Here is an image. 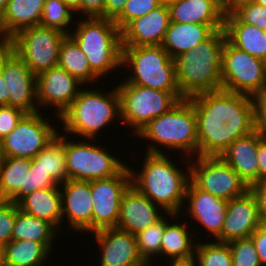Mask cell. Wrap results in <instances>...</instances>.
<instances>
[{
    "mask_svg": "<svg viewBox=\"0 0 266 266\" xmlns=\"http://www.w3.org/2000/svg\"><path fill=\"white\" fill-rule=\"evenodd\" d=\"M168 216L172 220L175 218L177 220L181 215L167 213L165 217V230L161 239L160 257L161 255H163V257L166 256L168 262L169 260L170 262L194 260L197 243L194 242L193 238L196 237V235L198 236V234H192L194 232H191V229L189 232L187 228L190 226L189 223L186 225L184 221L181 222L182 224L177 221L174 222V220L171 222L167 220Z\"/></svg>",
    "mask_w": 266,
    "mask_h": 266,
    "instance_id": "cell-27",
    "label": "cell"
},
{
    "mask_svg": "<svg viewBox=\"0 0 266 266\" xmlns=\"http://www.w3.org/2000/svg\"><path fill=\"white\" fill-rule=\"evenodd\" d=\"M45 0H9L0 16L2 34L9 40L18 31L40 24Z\"/></svg>",
    "mask_w": 266,
    "mask_h": 266,
    "instance_id": "cell-29",
    "label": "cell"
},
{
    "mask_svg": "<svg viewBox=\"0 0 266 266\" xmlns=\"http://www.w3.org/2000/svg\"><path fill=\"white\" fill-rule=\"evenodd\" d=\"M65 36L57 29L36 25L18 31L8 40V47L37 75L58 65Z\"/></svg>",
    "mask_w": 266,
    "mask_h": 266,
    "instance_id": "cell-10",
    "label": "cell"
},
{
    "mask_svg": "<svg viewBox=\"0 0 266 266\" xmlns=\"http://www.w3.org/2000/svg\"><path fill=\"white\" fill-rule=\"evenodd\" d=\"M104 5L105 0H80L82 18H103Z\"/></svg>",
    "mask_w": 266,
    "mask_h": 266,
    "instance_id": "cell-46",
    "label": "cell"
},
{
    "mask_svg": "<svg viewBox=\"0 0 266 266\" xmlns=\"http://www.w3.org/2000/svg\"><path fill=\"white\" fill-rule=\"evenodd\" d=\"M254 1L255 0H224V8L226 12H231L237 5Z\"/></svg>",
    "mask_w": 266,
    "mask_h": 266,
    "instance_id": "cell-51",
    "label": "cell"
},
{
    "mask_svg": "<svg viewBox=\"0 0 266 266\" xmlns=\"http://www.w3.org/2000/svg\"><path fill=\"white\" fill-rule=\"evenodd\" d=\"M32 159L4 157L0 162V199L10 200L20 189H26L27 172Z\"/></svg>",
    "mask_w": 266,
    "mask_h": 266,
    "instance_id": "cell-32",
    "label": "cell"
},
{
    "mask_svg": "<svg viewBox=\"0 0 266 266\" xmlns=\"http://www.w3.org/2000/svg\"><path fill=\"white\" fill-rule=\"evenodd\" d=\"M127 0H105L103 18L114 20L122 11Z\"/></svg>",
    "mask_w": 266,
    "mask_h": 266,
    "instance_id": "cell-48",
    "label": "cell"
},
{
    "mask_svg": "<svg viewBox=\"0 0 266 266\" xmlns=\"http://www.w3.org/2000/svg\"><path fill=\"white\" fill-rule=\"evenodd\" d=\"M42 111L26 113L3 140L5 157L33 159L58 135V129Z\"/></svg>",
    "mask_w": 266,
    "mask_h": 266,
    "instance_id": "cell-13",
    "label": "cell"
},
{
    "mask_svg": "<svg viewBox=\"0 0 266 266\" xmlns=\"http://www.w3.org/2000/svg\"><path fill=\"white\" fill-rule=\"evenodd\" d=\"M52 186L60 185L50 175H46L41 169L35 168V161L32 159L31 170L27 172L26 189H20L10 200L17 204L33 191Z\"/></svg>",
    "mask_w": 266,
    "mask_h": 266,
    "instance_id": "cell-40",
    "label": "cell"
},
{
    "mask_svg": "<svg viewBox=\"0 0 266 266\" xmlns=\"http://www.w3.org/2000/svg\"><path fill=\"white\" fill-rule=\"evenodd\" d=\"M115 87L120 96L121 121L137 135L151 120L167 113L181 99L180 92H168L126 83Z\"/></svg>",
    "mask_w": 266,
    "mask_h": 266,
    "instance_id": "cell-8",
    "label": "cell"
},
{
    "mask_svg": "<svg viewBox=\"0 0 266 266\" xmlns=\"http://www.w3.org/2000/svg\"><path fill=\"white\" fill-rule=\"evenodd\" d=\"M260 226L259 210L255 196L250 190L228 201L221 234L216 242L228 243L248 238Z\"/></svg>",
    "mask_w": 266,
    "mask_h": 266,
    "instance_id": "cell-20",
    "label": "cell"
},
{
    "mask_svg": "<svg viewBox=\"0 0 266 266\" xmlns=\"http://www.w3.org/2000/svg\"><path fill=\"white\" fill-rule=\"evenodd\" d=\"M232 266H262L251 237L228 242Z\"/></svg>",
    "mask_w": 266,
    "mask_h": 266,
    "instance_id": "cell-38",
    "label": "cell"
},
{
    "mask_svg": "<svg viewBox=\"0 0 266 266\" xmlns=\"http://www.w3.org/2000/svg\"><path fill=\"white\" fill-rule=\"evenodd\" d=\"M175 0H158V2L161 4V5H169L171 3H173Z\"/></svg>",
    "mask_w": 266,
    "mask_h": 266,
    "instance_id": "cell-58",
    "label": "cell"
},
{
    "mask_svg": "<svg viewBox=\"0 0 266 266\" xmlns=\"http://www.w3.org/2000/svg\"><path fill=\"white\" fill-rule=\"evenodd\" d=\"M190 160V181L200 190L229 201L244 195L249 187L220 157L195 156Z\"/></svg>",
    "mask_w": 266,
    "mask_h": 266,
    "instance_id": "cell-12",
    "label": "cell"
},
{
    "mask_svg": "<svg viewBox=\"0 0 266 266\" xmlns=\"http://www.w3.org/2000/svg\"><path fill=\"white\" fill-rule=\"evenodd\" d=\"M223 29L224 25L170 22L161 46L174 59Z\"/></svg>",
    "mask_w": 266,
    "mask_h": 266,
    "instance_id": "cell-25",
    "label": "cell"
},
{
    "mask_svg": "<svg viewBox=\"0 0 266 266\" xmlns=\"http://www.w3.org/2000/svg\"><path fill=\"white\" fill-rule=\"evenodd\" d=\"M130 185L128 165L118 175L91 181L92 232L117 226L121 198Z\"/></svg>",
    "mask_w": 266,
    "mask_h": 266,
    "instance_id": "cell-14",
    "label": "cell"
},
{
    "mask_svg": "<svg viewBox=\"0 0 266 266\" xmlns=\"http://www.w3.org/2000/svg\"><path fill=\"white\" fill-rule=\"evenodd\" d=\"M8 47V39L2 34L0 28V52Z\"/></svg>",
    "mask_w": 266,
    "mask_h": 266,
    "instance_id": "cell-54",
    "label": "cell"
},
{
    "mask_svg": "<svg viewBox=\"0 0 266 266\" xmlns=\"http://www.w3.org/2000/svg\"><path fill=\"white\" fill-rule=\"evenodd\" d=\"M33 160L35 168L41 169L50 175L59 185L66 182L67 169L64 148V133H58L57 137L49 143Z\"/></svg>",
    "mask_w": 266,
    "mask_h": 266,
    "instance_id": "cell-34",
    "label": "cell"
},
{
    "mask_svg": "<svg viewBox=\"0 0 266 266\" xmlns=\"http://www.w3.org/2000/svg\"><path fill=\"white\" fill-rule=\"evenodd\" d=\"M60 190L62 225L66 218L75 232L92 233L91 181L67 180L60 184Z\"/></svg>",
    "mask_w": 266,
    "mask_h": 266,
    "instance_id": "cell-19",
    "label": "cell"
},
{
    "mask_svg": "<svg viewBox=\"0 0 266 266\" xmlns=\"http://www.w3.org/2000/svg\"><path fill=\"white\" fill-rule=\"evenodd\" d=\"M160 5L158 0H127L123 11L113 21L122 31L132 20L145 16Z\"/></svg>",
    "mask_w": 266,
    "mask_h": 266,
    "instance_id": "cell-39",
    "label": "cell"
},
{
    "mask_svg": "<svg viewBox=\"0 0 266 266\" xmlns=\"http://www.w3.org/2000/svg\"><path fill=\"white\" fill-rule=\"evenodd\" d=\"M16 220V204L11 200L0 199V245L11 241Z\"/></svg>",
    "mask_w": 266,
    "mask_h": 266,
    "instance_id": "cell-42",
    "label": "cell"
},
{
    "mask_svg": "<svg viewBox=\"0 0 266 266\" xmlns=\"http://www.w3.org/2000/svg\"><path fill=\"white\" fill-rule=\"evenodd\" d=\"M57 235L59 232L50 223L24 213L16 204V220L11 240L41 242L53 252V243Z\"/></svg>",
    "mask_w": 266,
    "mask_h": 266,
    "instance_id": "cell-30",
    "label": "cell"
},
{
    "mask_svg": "<svg viewBox=\"0 0 266 266\" xmlns=\"http://www.w3.org/2000/svg\"><path fill=\"white\" fill-rule=\"evenodd\" d=\"M9 0H0V16L5 11Z\"/></svg>",
    "mask_w": 266,
    "mask_h": 266,
    "instance_id": "cell-56",
    "label": "cell"
},
{
    "mask_svg": "<svg viewBox=\"0 0 266 266\" xmlns=\"http://www.w3.org/2000/svg\"><path fill=\"white\" fill-rule=\"evenodd\" d=\"M194 261L197 266H232V254L228 243L197 242Z\"/></svg>",
    "mask_w": 266,
    "mask_h": 266,
    "instance_id": "cell-37",
    "label": "cell"
},
{
    "mask_svg": "<svg viewBox=\"0 0 266 266\" xmlns=\"http://www.w3.org/2000/svg\"><path fill=\"white\" fill-rule=\"evenodd\" d=\"M0 266H6L5 247L0 245Z\"/></svg>",
    "mask_w": 266,
    "mask_h": 266,
    "instance_id": "cell-55",
    "label": "cell"
},
{
    "mask_svg": "<svg viewBox=\"0 0 266 266\" xmlns=\"http://www.w3.org/2000/svg\"><path fill=\"white\" fill-rule=\"evenodd\" d=\"M165 216H163L159 221L154 225L149 226L137 233L136 243L139 254L143 261L148 266H153V257L160 256V249L162 244V237L165 230Z\"/></svg>",
    "mask_w": 266,
    "mask_h": 266,
    "instance_id": "cell-36",
    "label": "cell"
},
{
    "mask_svg": "<svg viewBox=\"0 0 266 266\" xmlns=\"http://www.w3.org/2000/svg\"><path fill=\"white\" fill-rule=\"evenodd\" d=\"M58 65L84 85L100 80L91 70L86 55L70 35H66L61 42Z\"/></svg>",
    "mask_w": 266,
    "mask_h": 266,
    "instance_id": "cell-31",
    "label": "cell"
},
{
    "mask_svg": "<svg viewBox=\"0 0 266 266\" xmlns=\"http://www.w3.org/2000/svg\"><path fill=\"white\" fill-rule=\"evenodd\" d=\"M170 22L168 6L160 5L121 31L122 46L161 45Z\"/></svg>",
    "mask_w": 266,
    "mask_h": 266,
    "instance_id": "cell-22",
    "label": "cell"
},
{
    "mask_svg": "<svg viewBox=\"0 0 266 266\" xmlns=\"http://www.w3.org/2000/svg\"><path fill=\"white\" fill-rule=\"evenodd\" d=\"M76 14H80V0H62Z\"/></svg>",
    "mask_w": 266,
    "mask_h": 266,
    "instance_id": "cell-52",
    "label": "cell"
},
{
    "mask_svg": "<svg viewBox=\"0 0 266 266\" xmlns=\"http://www.w3.org/2000/svg\"><path fill=\"white\" fill-rule=\"evenodd\" d=\"M169 264L166 266H197L194 260L191 261H179V262H168Z\"/></svg>",
    "mask_w": 266,
    "mask_h": 266,
    "instance_id": "cell-53",
    "label": "cell"
},
{
    "mask_svg": "<svg viewBox=\"0 0 266 266\" xmlns=\"http://www.w3.org/2000/svg\"><path fill=\"white\" fill-rule=\"evenodd\" d=\"M198 156L219 157L236 139L255 131L252 98L224 90L193 96Z\"/></svg>",
    "mask_w": 266,
    "mask_h": 266,
    "instance_id": "cell-1",
    "label": "cell"
},
{
    "mask_svg": "<svg viewBox=\"0 0 266 266\" xmlns=\"http://www.w3.org/2000/svg\"><path fill=\"white\" fill-rule=\"evenodd\" d=\"M170 21L201 25H224V0H175L168 5Z\"/></svg>",
    "mask_w": 266,
    "mask_h": 266,
    "instance_id": "cell-24",
    "label": "cell"
},
{
    "mask_svg": "<svg viewBox=\"0 0 266 266\" xmlns=\"http://www.w3.org/2000/svg\"><path fill=\"white\" fill-rule=\"evenodd\" d=\"M4 153H3V142L2 139H0V162L3 160L4 158Z\"/></svg>",
    "mask_w": 266,
    "mask_h": 266,
    "instance_id": "cell-57",
    "label": "cell"
},
{
    "mask_svg": "<svg viewBox=\"0 0 266 266\" xmlns=\"http://www.w3.org/2000/svg\"><path fill=\"white\" fill-rule=\"evenodd\" d=\"M258 182L266 181V138L258 144Z\"/></svg>",
    "mask_w": 266,
    "mask_h": 266,
    "instance_id": "cell-49",
    "label": "cell"
},
{
    "mask_svg": "<svg viewBox=\"0 0 266 266\" xmlns=\"http://www.w3.org/2000/svg\"><path fill=\"white\" fill-rule=\"evenodd\" d=\"M256 4L266 7V0H255Z\"/></svg>",
    "mask_w": 266,
    "mask_h": 266,
    "instance_id": "cell-59",
    "label": "cell"
},
{
    "mask_svg": "<svg viewBox=\"0 0 266 266\" xmlns=\"http://www.w3.org/2000/svg\"><path fill=\"white\" fill-rule=\"evenodd\" d=\"M241 22L264 30L266 28V7L248 2L237 5L231 11Z\"/></svg>",
    "mask_w": 266,
    "mask_h": 266,
    "instance_id": "cell-41",
    "label": "cell"
},
{
    "mask_svg": "<svg viewBox=\"0 0 266 266\" xmlns=\"http://www.w3.org/2000/svg\"><path fill=\"white\" fill-rule=\"evenodd\" d=\"M136 137L151 140L150 146L148 144V148L144 149L146 153L165 154L161 149V146H164L165 150L166 148L177 152L179 150L181 159L184 158L182 154L189 159L194 158L195 155L197 157L196 116L190 99H181L167 113L151 120Z\"/></svg>",
    "mask_w": 266,
    "mask_h": 266,
    "instance_id": "cell-4",
    "label": "cell"
},
{
    "mask_svg": "<svg viewBox=\"0 0 266 266\" xmlns=\"http://www.w3.org/2000/svg\"><path fill=\"white\" fill-rule=\"evenodd\" d=\"M249 190L257 201L260 225L266 226V181L255 183L249 187Z\"/></svg>",
    "mask_w": 266,
    "mask_h": 266,
    "instance_id": "cell-45",
    "label": "cell"
},
{
    "mask_svg": "<svg viewBox=\"0 0 266 266\" xmlns=\"http://www.w3.org/2000/svg\"><path fill=\"white\" fill-rule=\"evenodd\" d=\"M77 22V28L69 35L86 55L91 70L100 79L105 74L110 75L111 71L115 72L116 68L118 70L122 66V39L115 22L105 18L82 17Z\"/></svg>",
    "mask_w": 266,
    "mask_h": 266,
    "instance_id": "cell-6",
    "label": "cell"
},
{
    "mask_svg": "<svg viewBox=\"0 0 266 266\" xmlns=\"http://www.w3.org/2000/svg\"><path fill=\"white\" fill-rule=\"evenodd\" d=\"M224 31L227 40L238 49L266 62V33L241 22L232 12H226Z\"/></svg>",
    "mask_w": 266,
    "mask_h": 266,
    "instance_id": "cell-28",
    "label": "cell"
},
{
    "mask_svg": "<svg viewBox=\"0 0 266 266\" xmlns=\"http://www.w3.org/2000/svg\"><path fill=\"white\" fill-rule=\"evenodd\" d=\"M109 92V93H108ZM103 92L81 89L69 108L60 116L63 133L83 139H96L100 130L121 120L120 96L117 88ZM120 119V120H119ZM109 125V126H108ZM98 136V137H97ZM96 137V138H95Z\"/></svg>",
    "mask_w": 266,
    "mask_h": 266,
    "instance_id": "cell-5",
    "label": "cell"
},
{
    "mask_svg": "<svg viewBox=\"0 0 266 266\" xmlns=\"http://www.w3.org/2000/svg\"><path fill=\"white\" fill-rule=\"evenodd\" d=\"M2 75L8 91V105L25 113L39 112L36 100V75L9 47L2 51Z\"/></svg>",
    "mask_w": 266,
    "mask_h": 266,
    "instance_id": "cell-16",
    "label": "cell"
},
{
    "mask_svg": "<svg viewBox=\"0 0 266 266\" xmlns=\"http://www.w3.org/2000/svg\"><path fill=\"white\" fill-rule=\"evenodd\" d=\"M0 105H8V91L2 75V51L0 52Z\"/></svg>",
    "mask_w": 266,
    "mask_h": 266,
    "instance_id": "cell-50",
    "label": "cell"
},
{
    "mask_svg": "<svg viewBox=\"0 0 266 266\" xmlns=\"http://www.w3.org/2000/svg\"><path fill=\"white\" fill-rule=\"evenodd\" d=\"M162 211L148 197L130 185L121 198L120 216L116 228L136 235L159 221L166 214Z\"/></svg>",
    "mask_w": 266,
    "mask_h": 266,
    "instance_id": "cell-21",
    "label": "cell"
},
{
    "mask_svg": "<svg viewBox=\"0 0 266 266\" xmlns=\"http://www.w3.org/2000/svg\"><path fill=\"white\" fill-rule=\"evenodd\" d=\"M222 90L252 96L266 90V62L233 46L222 49Z\"/></svg>",
    "mask_w": 266,
    "mask_h": 266,
    "instance_id": "cell-11",
    "label": "cell"
},
{
    "mask_svg": "<svg viewBox=\"0 0 266 266\" xmlns=\"http://www.w3.org/2000/svg\"><path fill=\"white\" fill-rule=\"evenodd\" d=\"M184 201L183 206L186 207L182 208V215L185 211L187 214L189 213L190 215L187 217L191 216L190 218L195 220L194 224L197 221V224L203 226L208 233L207 236L210 235L215 240L221 234L228 201L198 189L191 181L188 182Z\"/></svg>",
    "mask_w": 266,
    "mask_h": 266,
    "instance_id": "cell-18",
    "label": "cell"
},
{
    "mask_svg": "<svg viewBox=\"0 0 266 266\" xmlns=\"http://www.w3.org/2000/svg\"><path fill=\"white\" fill-rule=\"evenodd\" d=\"M91 235L101 250L99 266H148L139 254L135 235L116 227L96 230Z\"/></svg>",
    "mask_w": 266,
    "mask_h": 266,
    "instance_id": "cell-17",
    "label": "cell"
},
{
    "mask_svg": "<svg viewBox=\"0 0 266 266\" xmlns=\"http://www.w3.org/2000/svg\"><path fill=\"white\" fill-rule=\"evenodd\" d=\"M143 166L139 171L129 167L131 185L145 197H148L164 212L181 215L186 188L190 181V161L184 158L185 169L178 167L166 154L144 153ZM168 156V157H167ZM182 206V207H181Z\"/></svg>",
    "mask_w": 266,
    "mask_h": 266,
    "instance_id": "cell-2",
    "label": "cell"
},
{
    "mask_svg": "<svg viewBox=\"0 0 266 266\" xmlns=\"http://www.w3.org/2000/svg\"><path fill=\"white\" fill-rule=\"evenodd\" d=\"M264 138L256 131L236 139L219 156L250 187L258 183V144Z\"/></svg>",
    "mask_w": 266,
    "mask_h": 266,
    "instance_id": "cell-23",
    "label": "cell"
},
{
    "mask_svg": "<svg viewBox=\"0 0 266 266\" xmlns=\"http://www.w3.org/2000/svg\"><path fill=\"white\" fill-rule=\"evenodd\" d=\"M77 15L62 0H45L41 15V26L57 29L66 35L72 31L73 17Z\"/></svg>",
    "mask_w": 266,
    "mask_h": 266,
    "instance_id": "cell-35",
    "label": "cell"
},
{
    "mask_svg": "<svg viewBox=\"0 0 266 266\" xmlns=\"http://www.w3.org/2000/svg\"><path fill=\"white\" fill-rule=\"evenodd\" d=\"M262 266H266V226L260 225L250 236Z\"/></svg>",
    "mask_w": 266,
    "mask_h": 266,
    "instance_id": "cell-47",
    "label": "cell"
},
{
    "mask_svg": "<svg viewBox=\"0 0 266 266\" xmlns=\"http://www.w3.org/2000/svg\"><path fill=\"white\" fill-rule=\"evenodd\" d=\"M129 67L126 83L168 92H180L174 59L161 45L122 46V67Z\"/></svg>",
    "mask_w": 266,
    "mask_h": 266,
    "instance_id": "cell-7",
    "label": "cell"
},
{
    "mask_svg": "<svg viewBox=\"0 0 266 266\" xmlns=\"http://www.w3.org/2000/svg\"><path fill=\"white\" fill-rule=\"evenodd\" d=\"M17 206L24 213L47 221L59 233H62L60 230H62L64 226H62L60 186H52L33 191L23 197L17 203Z\"/></svg>",
    "mask_w": 266,
    "mask_h": 266,
    "instance_id": "cell-26",
    "label": "cell"
},
{
    "mask_svg": "<svg viewBox=\"0 0 266 266\" xmlns=\"http://www.w3.org/2000/svg\"><path fill=\"white\" fill-rule=\"evenodd\" d=\"M81 86L85 85L59 65L38 73L36 75V100L38 107L41 106L39 111L41 108H52L53 112L56 109L54 114L59 120L78 96L82 89Z\"/></svg>",
    "mask_w": 266,
    "mask_h": 266,
    "instance_id": "cell-15",
    "label": "cell"
},
{
    "mask_svg": "<svg viewBox=\"0 0 266 266\" xmlns=\"http://www.w3.org/2000/svg\"><path fill=\"white\" fill-rule=\"evenodd\" d=\"M25 114L18 107L0 105V139L11 133Z\"/></svg>",
    "mask_w": 266,
    "mask_h": 266,
    "instance_id": "cell-43",
    "label": "cell"
},
{
    "mask_svg": "<svg viewBox=\"0 0 266 266\" xmlns=\"http://www.w3.org/2000/svg\"><path fill=\"white\" fill-rule=\"evenodd\" d=\"M64 148L68 180L92 181L118 175L127 165L103 146L94 143L97 139H67ZM84 140V141H83ZM75 141V142H74ZM105 148V149H104Z\"/></svg>",
    "mask_w": 266,
    "mask_h": 266,
    "instance_id": "cell-9",
    "label": "cell"
},
{
    "mask_svg": "<svg viewBox=\"0 0 266 266\" xmlns=\"http://www.w3.org/2000/svg\"><path fill=\"white\" fill-rule=\"evenodd\" d=\"M254 108V127L266 138V90L251 96Z\"/></svg>",
    "mask_w": 266,
    "mask_h": 266,
    "instance_id": "cell-44",
    "label": "cell"
},
{
    "mask_svg": "<svg viewBox=\"0 0 266 266\" xmlns=\"http://www.w3.org/2000/svg\"><path fill=\"white\" fill-rule=\"evenodd\" d=\"M224 29L209 39L174 58L176 83L183 98L222 90V49L226 40Z\"/></svg>",
    "mask_w": 266,
    "mask_h": 266,
    "instance_id": "cell-3",
    "label": "cell"
},
{
    "mask_svg": "<svg viewBox=\"0 0 266 266\" xmlns=\"http://www.w3.org/2000/svg\"><path fill=\"white\" fill-rule=\"evenodd\" d=\"M4 247L6 266H44L51 255L43 243L31 240H11Z\"/></svg>",
    "mask_w": 266,
    "mask_h": 266,
    "instance_id": "cell-33",
    "label": "cell"
}]
</instances>
